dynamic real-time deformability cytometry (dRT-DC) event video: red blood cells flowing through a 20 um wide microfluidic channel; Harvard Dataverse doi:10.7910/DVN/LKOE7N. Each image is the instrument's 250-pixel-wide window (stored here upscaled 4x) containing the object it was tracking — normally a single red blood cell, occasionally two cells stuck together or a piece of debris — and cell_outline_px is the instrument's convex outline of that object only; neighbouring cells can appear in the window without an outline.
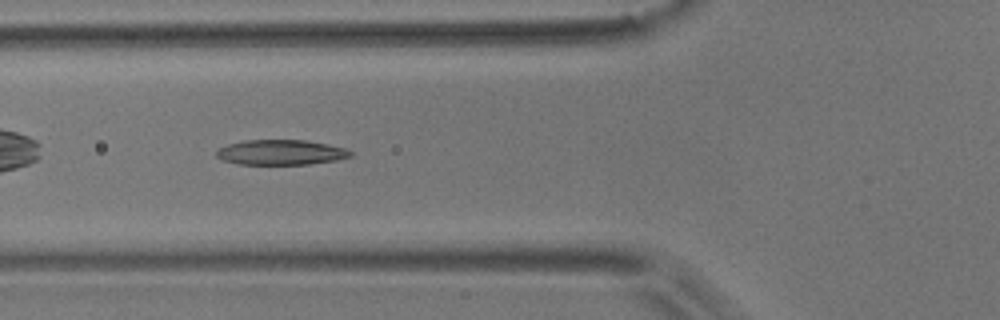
{"species": "common noctule bat (a hibernating species)", "species_latin": "Nyctalus noctula", "temperature_condition": "room temperature", "stored_images_in_passage": 39, "camera_frame_rate_fps": 3000, "um_per_image_px": 0.085, "animal": {"sex": "male", "body_mass_g": 17.9}, "frame": {"image": 1, "passage_image": 5, "time_ms": 1.333, "image_size_px": [1000, 320], "cell_outline_px": [[352, 156], [336, 160], [308, 164], [240, 164], [224, 160], [216, 156], [216, 152], [220, 148], [228, 144], [244, 140], [304, 140], [328, 144], [344, 148], [352, 152]], "centroid_in_image_um": [23.88, 12.94], "position_along_channel_um": 101.9, "area_um2": 19.42}}
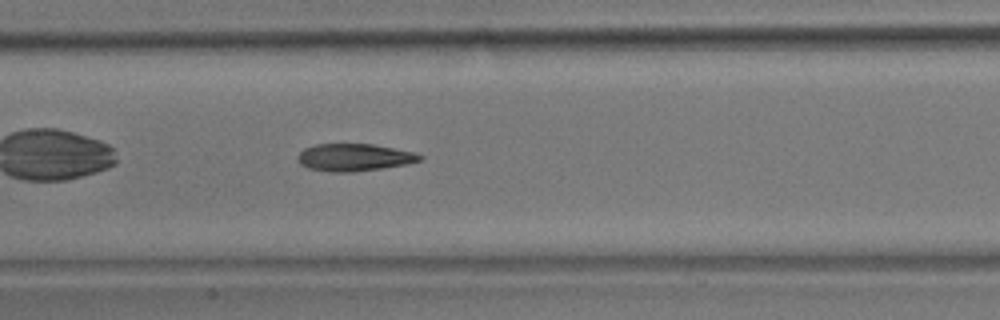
{"frame": {"image": 2, "passage_image": 11, "time_ms": 3.333, "image_size_px": [1000, 320], "cell_outline_px": [[424, 156], [420, 160], [408, 164], [384, 168], [352, 172], [332, 172], [308, 168], [300, 164], [296, 160], [296, 156], [304, 148], [316, 144], [372, 144], [412, 152]], "centroid_in_image_um": [30.06, 13.38], "position_along_channel_um": 177.3, "area_um2": 19.48}}
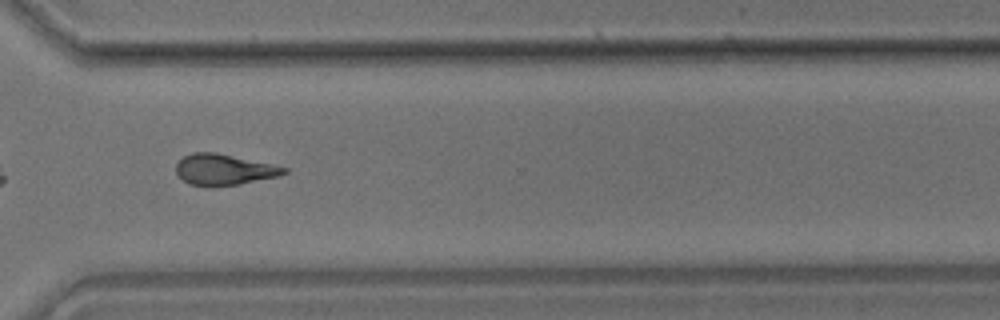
{"frame": {"image": 3, "passage_image": 25, "time_ms": 8.0, "image_size_px": [1000, 320], "cell_outline_px": [[288, 172], [280, 176], [240, 184], [212, 188], [208, 188], [188, 184], [176, 172], [176, 164], [184, 156], [192, 152], [216, 152], [288, 168]], "centroid_in_image_um": [19.02, 14.44], "position_along_channel_um": 351.6, "area_um2": 19.71}, "authors_computed_cell_mechanics": {"area_um2": 19.4786, "velocity_mm_per_s": 3.7408, "shape_relaxation_time_tau1_ms": null, "shape_relaxation_time_tau2_ms": 3.6771, "deformation_change_tau1": null, "deformation_change_tau2": 0.1339}}